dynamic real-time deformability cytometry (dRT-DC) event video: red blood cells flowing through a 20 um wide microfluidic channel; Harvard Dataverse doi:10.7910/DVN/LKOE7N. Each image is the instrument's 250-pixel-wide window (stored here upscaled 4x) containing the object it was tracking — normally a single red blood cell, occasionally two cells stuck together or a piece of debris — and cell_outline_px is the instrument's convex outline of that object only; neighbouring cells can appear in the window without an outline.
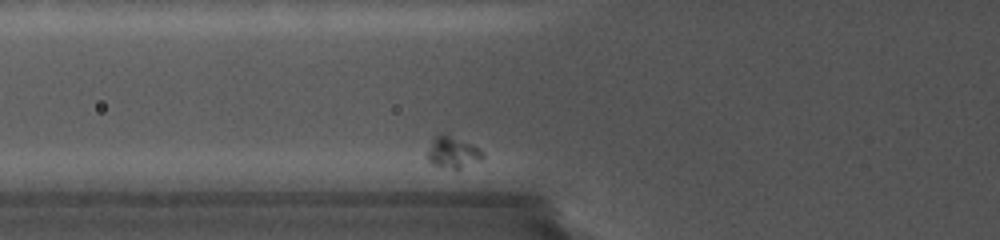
{"species": "common noctule bat (a hibernating species)", "species_latin": "Nyctalus noctula", "temperature_condition": "cold", "stored_images_in_passage": 38, "camera_frame_rate_fps": 5000, "um_per_image_px": 0.085, "animal": {"sex": "female", "body_mass_g": 19.0, "forearm_length_mm": 56.7}, "frame": {"image": 1, "passage_image": 4, "time_ms": 0.4, "image_size_px": [1000, 240], "cell_outline_px": [[484, 156], [480, 160], [460, 168], [452, 168], [432, 164], [428, 160], [428, 152], [432, 140], [440, 132], [444, 132], [472, 144], [480, 148], [484, 152]], "centroid_in_image_um": [38.5, 12.91], "position_along_channel_um": 87.3, "area_um2": 10.06}}